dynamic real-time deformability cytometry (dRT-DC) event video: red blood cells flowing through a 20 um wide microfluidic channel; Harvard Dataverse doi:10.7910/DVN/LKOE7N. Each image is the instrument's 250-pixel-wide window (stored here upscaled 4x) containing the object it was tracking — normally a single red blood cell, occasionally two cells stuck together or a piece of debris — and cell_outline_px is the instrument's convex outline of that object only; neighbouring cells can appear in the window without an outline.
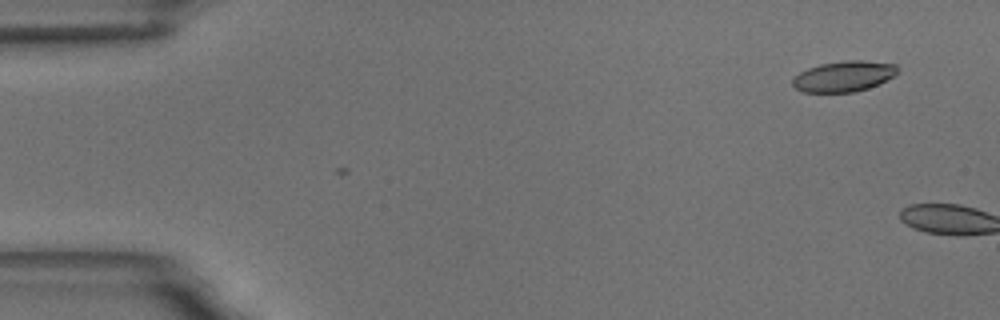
{"species": "common noctule bat (a hibernating species)", "species_latin": "Nyctalus noctula", "temperature_condition": "room temperature", "stored_images_in_passage": 3, "camera_frame_rate_fps": 3000, "um_per_image_px": 0.085, "animal": {"sex": "male", "body_mass_g": 18.8}, "frame": {"image": 1, "passage_image": 3, "time_ms": 0.667, "image_size_px": [1000, 320], "cell_outline_px": [[900, 72], [880, 84], [868, 88], [852, 92], [804, 92], [796, 88], [792, 84], [792, 80], [800, 72], [808, 68], [820, 64], [844, 60], [864, 60], [896, 64]], "centroid_in_image_um": [71.76, 6.48], "position_along_channel_um": 13.2, "area_um2": 18.84}}